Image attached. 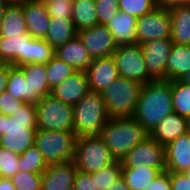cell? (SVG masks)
I'll return each mask as SVG.
<instances>
[{"label": "cell", "mask_w": 190, "mask_h": 190, "mask_svg": "<svg viewBox=\"0 0 190 190\" xmlns=\"http://www.w3.org/2000/svg\"><path fill=\"white\" fill-rule=\"evenodd\" d=\"M5 134V115L0 113V137Z\"/></svg>", "instance_id": "obj_49"}, {"label": "cell", "mask_w": 190, "mask_h": 190, "mask_svg": "<svg viewBox=\"0 0 190 190\" xmlns=\"http://www.w3.org/2000/svg\"><path fill=\"white\" fill-rule=\"evenodd\" d=\"M24 103V101L16 99L4 91L0 94V113L6 116H12Z\"/></svg>", "instance_id": "obj_41"}, {"label": "cell", "mask_w": 190, "mask_h": 190, "mask_svg": "<svg viewBox=\"0 0 190 190\" xmlns=\"http://www.w3.org/2000/svg\"><path fill=\"white\" fill-rule=\"evenodd\" d=\"M77 136L72 131H49L37 129L35 146L47 165L72 162L75 156Z\"/></svg>", "instance_id": "obj_6"}, {"label": "cell", "mask_w": 190, "mask_h": 190, "mask_svg": "<svg viewBox=\"0 0 190 190\" xmlns=\"http://www.w3.org/2000/svg\"><path fill=\"white\" fill-rule=\"evenodd\" d=\"M171 16L170 39L175 44L190 45V5H178L168 9Z\"/></svg>", "instance_id": "obj_24"}, {"label": "cell", "mask_w": 190, "mask_h": 190, "mask_svg": "<svg viewBox=\"0 0 190 190\" xmlns=\"http://www.w3.org/2000/svg\"><path fill=\"white\" fill-rule=\"evenodd\" d=\"M189 124V119L172 112L152 129L149 136L166 147L180 135L187 133Z\"/></svg>", "instance_id": "obj_19"}, {"label": "cell", "mask_w": 190, "mask_h": 190, "mask_svg": "<svg viewBox=\"0 0 190 190\" xmlns=\"http://www.w3.org/2000/svg\"><path fill=\"white\" fill-rule=\"evenodd\" d=\"M122 167H151L166 171L165 147L148 136L121 160Z\"/></svg>", "instance_id": "obj_11"}, {"label": "cell", "mask_w": 190, "mask_h": 190, "mask_svg": "<svg viewBox=\"0 0 190 190\" xmlns=\"http://www.w3.org/2000/svg\"><path fill=\"white\" fill-rule=\"evenodd\" d=\"M172 45L173 42L170 38L152 40L141 44L146 69L154 80H166V65Z\"/></svg>", "instance_id": "obj_12"}, {"label": "cell", "mask_w": 190, "mask_h": 190, "mask_svg": "<svg viewBox=\"0 0 190 190\" xmlns=\"http://www.w3.org/2000/svg\"><path fill=\"white\" fill-rule=\"evenodd\" d=\"M85 73L89 83V90L98 93H102L119 77L113 56L94 59Z\"/></svg>", "instance_id": "obj_14"}, {"label": "cell", "mask_w": 190, "mask_h": 190, "mask_svg": "<svg viewBox=\"0 0 190 190\" xmlns=\"http://www.w3.org/2000/svg\"><path fill=\"white\" fill-rule=\"evenodd\" d=\"M0 190H16V189L11 179L0 178Z\"/></svg>", "instance_id": "obj_48"}, {"label": "cell", "mask_w": 190, "mask_h": 190, "mask_svg": "<svg viewBox=\"0 0 190 190\" xmlns=\"http://www.w3.org/2000/svg\"><path fill=\"white\" fill-rule=\"evenodd\" d=\"M190 70V45H172L166 65V81L180 80Z\"/></svg>", "instance_id": "obj_26"}, {"label": "cell", "mask_w": 190, "mask_h": 190, "mask_svg": "<svg viewBox=\"0 0 190 190\" xmlns=\"http://www.w3.org/2000/svg\"><path fill=\"white\" fill-rule=\"evenodd\" d=\"M73 132L79 137L100 135L110 119L101 93L89 91L73 106Z\"/></svg>", "instance_id": "obj_4"}, {"label": "cell", "mask_w": 190, "mask_h": 190, "mask_svg": "<svg viewBox=\"0 0 190 190\" xmlns=\"http://www.w3.org/2000/svg\"><path fill=\"white\" fill-rule=\"evenodd\" d=\"M7 3H5L4 1H0V23L1 20L3 18L4 12H5V8L7 7Z\"/></svg>", "instance_id": "obj_50"}, {"label": "cell", "mask_w": 190, "mask_h": 190, "mask_svg": "<svg viewBox=\"0 0 190 190\" xmlns=\"http://www.w3.org/2000/svg\"><path fill=\"white\" fill-rule=\"evenodd\" d=\"M145 190H172L170 172H160L151 183L145 188Z\"/></svg>", "instance_id": "obj_43"}, {"label": "cell", "mask_w": 190, "mask_h": 190, "mask_svg": "<svg viewBox=\"0 0 190 190\" xmlns=\"http://www.w3.org/2000/svg\"><path fill=\"white\" fill-rule=\"evenodd\" d=\"M160 172L151 167H122V178L131 190H145Z\"/></svg>", "instance_id": "obj_29"}, {"label": "cell", "mask_w": 190, "mask_h": 190, "mask_svg": "<svg viewBox=\"0 0 190 190\" xmlns=\"http://www.w3.org/2000/svg\"><path fill=\"white\" fill-rule=\"evenodd\" d=\"M20 155L0 146V178H12L19 171Z\"/></svg>", "instance_id": "obj_38"}, {"label": "cell", "mask_w": 190, "mask_h": 190, "mask_svg": "<svg viewBox=\"0 0 190 190\" xmlns=\"http://www.w3.org/2000/svg\"><path fill=\"white\" fill-rule=\"evenodd\" d=\"M172 190H190V178L185 172H170Z\"/></svg>", "instance_id": "obj_44"}, {"label": "cell", "mask_w": 190, "mask_h": 190, "mask_svg": "<svg viewBox=\"0 0 190 190\" xmlns=\"http://www.w3.org/2000/svg\"><path fill=\"white\" fill-rule=\"evenodd\" d=\"M156 7L169 9L178 5H190V0H154Z\"/></svg>", "instance_id": "obj_45"}, {"label": "cell", "mask_w": 190, "mask_h": 190, "mask_svg": "<svg viewBox=\"0 0 190 190\" xmlns=\"http://www.w3.org/2000/svg\"><path fill=\"white\" fill-rule=\"evenodd\" d=\"M89 83L84 71H76L51 90V95L62 102L74 105L89 92Z\"/></svg>", "instance_id": "obj_17"}, {"label": "cell", "mask_w": 190, "mask_h": 190, "mask_svg": "<svg viewBox=\"0 0 190 190\" xmlns=\"http://www.w3.org/2000/svg\"><path fill=\"white\" fill-rule=\"evenodd\" d=\"M188 133H189V135H190V124H189V128H188Z\"/></svg>", "instance_id": "obj_55"}, {"label": "cell", "mask_w": 190, "mask_h": 190, "mask_svg": "<svg viewBox=\"0 0 190 190\" xmlns=\"http://www.w3.org/2000/svg\"><path fill=\"white\" fill-rule=\"evenodd\" d=\"M108 190H131L125 183L124 179L121 178L115 183H112Z\"/></svg>", "instance_id": "obj_47"}, {"label": "cell", "mask_w": 190, "mask_h": 190, "mask_svg": "<svg viewBox=\"0 0 190 190\" xmlns=\"http://www.w3.org/2000/svg\"><path fill=\"white\" fill-rule=\"evenodd\" d=\"M37 129L73 132V107L51 94L36 104Z\"/></svg>", "instance_id": "obj_8"}, {"label": "cell", "mask_w": 190, "mask_h": 190, "mask_svg": "<svg viewBox=\"0 0 190 190\" xmlns=\"http://www.w3.org/2000/svg\"><path fill=\"white\" fill-rule=\"evenodd\" d=\"M51 18H72V1H44Z\"/></svg>", "instance_id": "obj_40"}, {"label": "cell", "mask_w": 190, "mask_h": 190, "mask_svg": "<svg viewBox=\"0 0 190 190\" xmlns=\"http://www.w3.org/2000/svg\"><path fill=\"white\" fill-rule=\"evenodd\" d=\"M36 130V104L24 103L12 116L5 115V134L0 137V146L21 155L34 145Z\"/></svg>", "instance_id": "obj_2"}, {"label": "cell", "mask_w": 190, "mask_h": 190, "mask_svg": "<svg viewBox=\"0 0 190 190\" xmlns=\"http://www.w3.org/2000/svg\"><path fill=\"white\" fill-rule=\"evenodd\" d=\"M43 1H56V0H43ZM57 1H73V0H57Z\"/></svg>", "instance_id": "obj_53"}, {"label": "cell", "mask_w": 190, "mask_h": 190, "mask_svg": "<svg viewBox=\"0 0 190 190\" xmlns=\"http://www.w3.org/2000/svg\"><path fill=\"white\" fill-rule=\"evenodd\" d=\"M31 38L28 32L9 39L0 36V62L13 66L29 64Z\"/></svg>", "instance_id": "obj_18"}, {"label": "cell", "mask_w": 190, "mask_h": 190, "mask_svg": "<svg viewBox=\"0 0 190 190\" xmlns=\"http://www.w3.org/2000/svg\"><path fill=\"white\" fill-rule=\"evenodd\" d=\"M142 84L118 77L101 94L110 119L132 118L137 107Z\"/></svg>", "instance_id": "obj_5"}, {"label": "cell", "mask_w": 190, "mask_h": 190, "mask_svg": "<svg viewBox=\"0 0 190 190\" xmlns=\"http://www.w3.org/2000/svg\"><path fill=\"white\" fill-rule=\"evenodd\" d=\"M9 76V64H0V94L5 91L7 80Z\"/></svg>", "instance_id": "obj_46"}, {"label": "cell", "mask_w": 190, "mask_h": 190, "mask_svg": "<svg viewBox=\"0 0 190 190\" xmlns=\"http://www.w3.org/2000/svg\"><path fill=\"white\" fill-rule=\"evenodd\" d=\"M55 52L56 57L71 65L76 71L85 72L93 61L78 35L55 49Z\"/></svg>", "instance_id": "obj_22"}, {"label": "cell", "mask_w": 190, "mask_h": 190, "mask_svg": "<svg viewBox=\"0 0 190 190\" xmlns=\"http://www.w3.org/2000/svg\"><path fill=\"white\" fill-rule=\"evenodd\" d=\"M97 190H108L112 183L122 178V163L115 161L113 164L93 173Z\"/></svg>", "instance_id": "obj_35"}, {"label": "cell", "mask_w": 190, "mask_h": 190, "mask_svg": "<svg viewBox=\"0 0 190 190\" xmlns=\"http://www.w3.org/2000/svg\"><path fill=\"white\" fill-rule=\"evenodd\" d=\"M19 67L28 82L29 103L37 104L42 97L51 94L45 64L30 63Z\"/></svg>", "instance_id": "obj_20"}, {"label": "cell", "mask_w": 190, "mask_h": 190, "mask_svg": "<svg viewBox=\"0 0 190 190\" xmlns=\"http://www.w3.org/2000/svg\"><path fill=\"white\" fill-rule=\"evenodd\" d=\"M95 9V0L72 1L71 19L77 32L98 25Z\"/></svg>", "instance_id": "obj_28"}, {"label": "cell", "mask_w": 190, "mask_h": 190, "mask_svg": "<svg viewBox=\"0 0 190 190\" xmlns=\"http://www.w3.org/2000/svg\"><path fill=\"white\" fill-rule=\"evenodd\" d=\"M16 190H41L42 174L18 171L12 178Z\"/></svg>", "instance_id": "obj_37"}, {"label": "cell", "mask_w": 190, "mask_h": 190, "mask_svg": "<svg viewBox=\"0 0 190 190\" xmlns=\"http://www.w3.org/2000/svg\"><path fill=\"white\" fill-rule=\"evenodd\" d=\"M28 33L36 39H44L51 17L43 0H25L21 3Z\"/></svg>", "instance_id": "obj_16"}, {"label": "cell", "mask_w": 190, "mask_h": 190, "mask_svg": "<svg viewBox=\"0 0 190 190\" xmlns=\"http://www.w3.org/2000/svg\"><path fill=\"white\" fill-rule=\"evenodd\" d=\"M173 112L190 120V85L171 80Z\"/></svg>", "instance_id": "obj_30"}, {"label": "cell", "mask_w": 190, "mask_h": 190, "mask_svg": "<svg viewBox=\"0 0 190 190\" xmlns=\"http://www.w3.org/2000/svg\"><path fill=\"white\" fill-rule=\"evenodd\" d=\"M166 170L185 172L190 168V135H180L165 147Z\"/></svg>", "instance_id": "obj_21"}, {"label": "cell", "mask_w": 190, "mask_h": 190, "mask_svg": "<svg viewBox=\"0 0 190 190\" xmlns=\"http://www.w3.org/2000/svg\"><path fill=\"white\" fill-rule=\"evenodd\" d=\"M45 65L50 90L76 72L71 65L65 63L56 56Z\"/></svg>", "instance_id": "obj_33"}, {"label": "cell", "mask_w": 190, "mask_h": 190, "mask_svg": "<svg viewBox=\"0 0 190 190\" xmlns=\"http://www.w3.org/2000/svg\"><path fill=\"white\" fill-rule=\"evenodd\" d=\"M0 1H4L9 5V4H21L25 0H0Z\"/></svg>", "instance_id": "obj_52"}, {"label": "cell", "mask_w": 190, "mask_h": 190, "mask_svg": "<svg viewBox=\"0 0 190 190\" xmlns=\"http://www.w3.org/2000/svg\"><path fill=\"white\" fill-rule=\"evenodd\" d=\"M98 24L105 25L119 11L118 0H95Z\"/></svg>", "instance_id": "obj_39"}, {"label": "cell", "mask_w": 190, "mask_h": 190, "mask_svg": "<svg viewBox=\"0 0 190 190\" xmlns=\"http://www.w3.org/2000/svg\"><path fill=\"white\" fill-rule=\"evenodd\" d=\"M27 27L21 4H9L0 23V36L13 38L26 34Z\"/></svg>", "instance_id": "obj_25"}, {"label": "cell", "mask_w": 190, "mask_h": 190, "mask_svg": "<svg viewBox=\"0 0 190 190\" xmlns=\"http://www.w3.org/2000/svg\"><path fill=\"white\" fill-rule=\"evenodd\" d=\"M120 11L135 18L141 17L156 8L154 0H118Z\"/></svg>", "instance_id": "obj_36"}, {"label": "cell", "mask_w": 190, "mask_h": 190, "mask_svg": "<svg viewBox=\"0 0 190 190\" xmlns=\"http://www.w3.org/2000/svg\"><path fill=\"white\" fill-rule=\"evenodd\" d=\"M171 28V16L168 9L156 7L147 14L137 18V44L141 45L152 40L170 38Z\"/></svg>", "instance_id": "obj_10"}, {"label": "cell", "mask_w": 190, "mask_h": 190, "mask_svg": "<svg viewBox=\"0 0 190 190\" xmlns=\"http://www.w3.org/2000/svg\"><path fill=\"white\" fill-rule=\"evenodd\" d=\"M77 35L71 18H51L45 40L54 48L62 46Z\"/></svg>", "instance_id": "obj_27"}, {"label": "cell", "mask_w": 190, "mask_h": 190, "mask_svg": "<svg viewBox=\"0 0 190 190\" xmlns=\"http://www.w3.org/2000/svg\"><path fill=\"white\" fill-rule=\"evenodd\" d=\"M77 35L82 40L93 60L113 56L117 48L112 33L103 24L78 31Z\"/></svg>", "instance_id": "obj_13"}, {"label": "cell", "mask_w": 190, "mask_h": 190, "mask_svg": "<svg viewBox=\"0 0 190 190\" xmlns=\"http://www.w3.org/2000/svg\"><path fill=\"white\" fill-rule=\"evenodd\" d=\"M16 99L29 103V86L25 81L22 69L19 66L9 64V76L5 88Z\"/></svg>", "instance_id": "obj_31"}, {"label": "cell", "mask_w": 190, "mask_h": 190, "mask_svg": "<svg viewBox=\"0 0 190 190\" xmlns=\"http://www.w3.org/2000/svg\"><path fill=\"white\" fill-rule=\"evenodd\" d=\"M185 173L189 176V178H190V168L189 169H187L186 171H185Z\"/></svg>", "instance_id": "obj_54"}, {"label": "cell", "mask_w": 190, "mask_h": 190, "mask_svg": "<svg viewBox=\"0 0 190 190\" xmlns=\"http://www.w3.org/2000/svg\"><path fill=\"white\" fill-rule=\"evenodd\" d=\"M19 171H28L42 174L47 169L43 156L34 145L28 147L19 157Z\"/></svg>", "instance_id": "obj_32"}, {"label": "cell", "mask_w": 190, "mask_h": 190, "mask_svg": "<svg viewBox=\"0 0 190 190\" xmlns=\"http://www.w3.org/2000/svg\"><path fill=\"white\" fill-rule=\"evenodd\" d=\"M113 58L119 77L139 82L142 85L154 81L146 69L140 44L117 46Z\"/></svg>", "instance_id": "obj_9"}, {"label": "cell", "mask_w": 190, "mask_h": 190, "mask_svg": "<svg viewBox=\"0 0 190 190\" xmlns=\"http://www.w3.org/2000/svg\"><path fill=\"white\" fill-rule=\"evenodd\" d=\"M136 23L137 18L119 10L105 25L112 33L117 46H121L137 44Z\"/></svg>", "instance_id": "obj_23"}, {"label": "cell", "mask_w": 190, "mask_h": 190, "mask_svg": "<svg viewBox=\"0 0 190 190\" xmlns=\"http://www.w3.org/2000/svg\"><path fill=\"white\" fill-rule=\"evenodd\" d=\"M115 161L100 135L77 138L73 160L77 170L93 174Z\"/></svg>", "instance_id": "obj_7"}, {"label": "cell", "mask_w": 190, "mask_h": 190, "mask_svg": "<svg viewBox=\"0 0 190 190\" xmlns=\"http://www.w3.org/2000/svg\"><path fill=\"white\" fill-rule=\"evenodd\" d=\"M171 81L154 80L142 86L133 118L148 133L173 112Z\"/></svg>", "instance_id": "obj_1"}, {"label": "cell", "mask_w": 190, "mask_h": 190, "mask_svg": "<svg viewBox=\"0 0 190 190\" xmlns=\"http://www.w3.org/2000/svg\"><path fill=\"white\" fill-rule=\"evenodd\" d=\"M55 49L45 39H30L29 64H47L55 57Z\"/></svg>", "instance_id": "obj_34"}, {"label": "cell", "mask_w": 190, "mask_h": 190, "mask_svg": "<svg viewBox=\"0 0 190 190\" xmlns=\"http://www.w3.org/2000/svg\"><path fill=\"white\" fill-rule=\"evenodd\" d=\"M77 171L73 161L48 165L42 173L41 190H73Z\"/></svg>", "instance_id": "obj_15"}, {"label": "cell", "mask_w": 190, "mask_h": 190, "mask_svg": "<svg viewBox=\"0 0 190 190\" xmlns=\"http://www.w3.org/2000/svg\"><path fill=\"white\" fill-rule=\"evenodd\" d=\"M73 190H97L95 175L77 171Z\"/></svg>", "instance_id": "obj_42"}, {"label": "cell", "mask_w": 190, "mask_h": 190, "mask_svg": "<svg viewBox=\"0 0 190 190\" xmlns=\"http://www.w3.org/2000/svg\"><path fill=\"white\" fill-rule=\"evenodd\" d=\"M180 81L190 85V70L184 74Z\"/></svg>", "instance_id": "obj_51"}, {"label": "cell", "mask_w": 190, "mask_h": 190, "mask_svg": "<svg viewBox=\"0 0 190 190\" xmlns=\"http://www.w3.org/2000/svg\"><path fill=\"white\" fill-rule=\"evenodd\" d=\"M100 136L112 157L121 162L129 151L149 136V133L133 117L114 118L107 121Z\"/></svg>", "instance_id": "obj_3"}]
</instances>
